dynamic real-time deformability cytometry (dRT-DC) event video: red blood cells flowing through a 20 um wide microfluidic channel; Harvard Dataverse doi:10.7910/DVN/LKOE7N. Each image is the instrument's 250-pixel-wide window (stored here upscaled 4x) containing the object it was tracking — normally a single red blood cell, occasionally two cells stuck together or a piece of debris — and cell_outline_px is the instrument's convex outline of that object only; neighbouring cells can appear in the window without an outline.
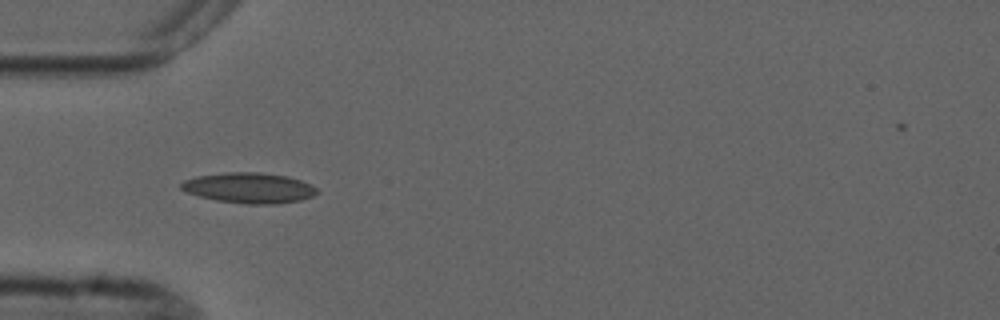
{"species": "common noctule bat (a hibernating species)", "species_latin": "Nyctalus noctula", "temperature_condition": "cold", "stored_images_in_passage": 5, "camera_frame_rate_fps": 3000, "um_per_image_px": 0.085, "animal": {"sex": "male", "forearm_length_mm": 52.5}, "frame": {"image": 1, "passage_image": 4, "time_ms": 3.333, "image_size_px": [1000, 320], "cell_outline_px": [[320, 192], [312, 196], [300, 200], [276, 204], [248, 204], [216, 200], [200, 196], [188, 192], [180, 188], [180, 184], [184, 180], [196, 176], [224, 172], [260, 172], [288, 176], [312, 184]], "centroid_in_image_um": [21.2, 15.96], "position_along_channel_um": 63.8, "area_um2": 24.16}}
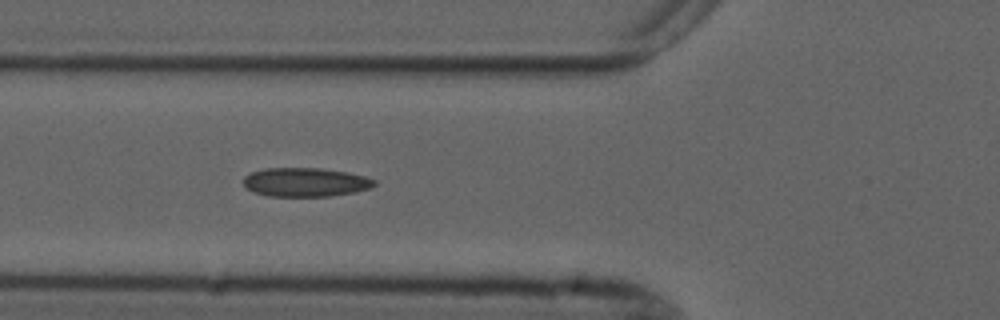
{"frame": {"image": 2, "passage_image": 5, "time_ms": 4.333, "image_size_px": [1000, 320], "cell_outline_px": [[376, 184], [368, 188], [352, 192], [328, 196], [268, 196], [252, 192], [244, 184], [244, 176], [252, 172], [264, 168], [320, 168], [348, 172], [364, 176], [376, 180]], "centroid_in_image_um": [25.93, 15.48], "position_along_channel_um": 99.9, "area_um2": 21.91}}